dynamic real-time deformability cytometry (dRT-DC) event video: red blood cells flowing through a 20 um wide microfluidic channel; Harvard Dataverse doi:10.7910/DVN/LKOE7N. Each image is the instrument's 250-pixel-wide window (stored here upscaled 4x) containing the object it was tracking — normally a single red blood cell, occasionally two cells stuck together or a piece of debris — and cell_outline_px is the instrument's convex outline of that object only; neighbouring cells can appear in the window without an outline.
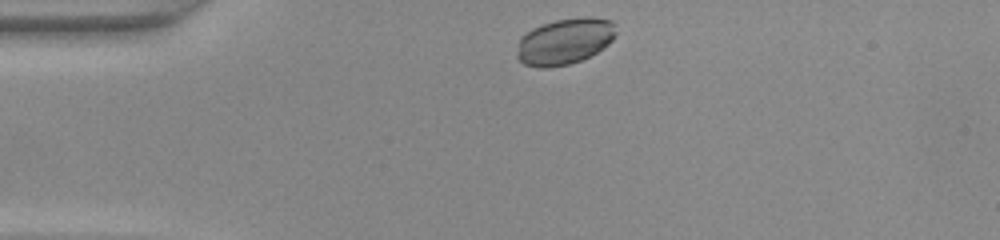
{"species": "common noctule bat (a hibernating species)", "species_latin": "Nyctalus noctula", "temperature_condition": "warm", "stored_images_in_passage": 38, "camera_frame_rate_fps": 3000, "um_per_image_px": 0.085, "animal": {"sex": "female", "body_mass_g": 22.0, "forearm_length_mm": 56.7}, "frame": {"image": 1, "passage_image": 1, "time_ms": 0.0, "image_size_px": [1000, 240], "cell_outline_px": [[616, 36], [604, 48], [580, 60], [568, 64], [548, 68], [540, 68], [524, 64], [516, 56], [520, 36], [532, 28], [556, 20], [584, 16], [588, 16], [612, 20], [616, 24]], "centroid_in_image_um": [48.01, 3.5], "position_along_channel_um": 37.0, "area_um2": 26.82}}
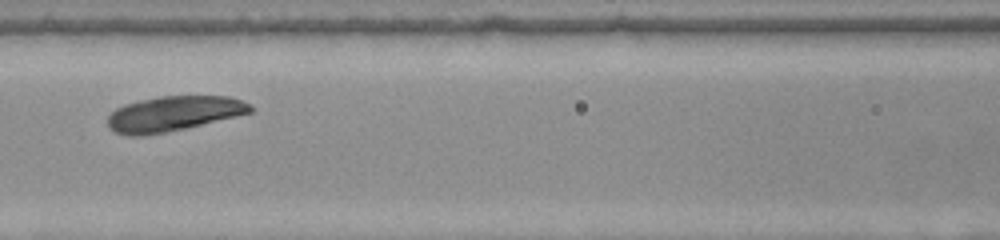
{"frame": {"image": 2, "passage_image": 12, "time_ms": 3.667, "image_size_px": [1000, 240], "cell_outline_px": [[252, 112], [184, 128], [164, 132], [140, 136], [128, 136], [116, 132], [108, 128], [108, 116], [116, 108], [124, 104], [140, 100], [160, 96], [232, 96], [244, 100], [252, 108]], "centroid_in_image_um": [14.72, 9.65], "position_along_channel_um": 151.9, "area_um2": 28.9}}
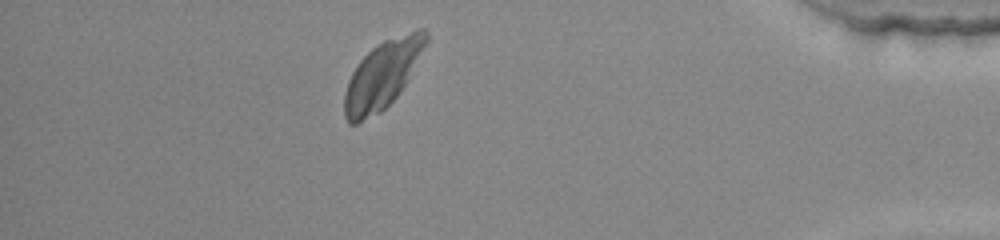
{"frame": {"image": 3, "passage_image": 33, "time_ms": 10.667, "image_size_px": [1000, 240], "cell_outline_px": [[428, 40], [400, 92], [380, 112], [356, 124], [348, 124], [344, 116], [344, 92], [348, 80], [352, 72], [360, 60], [376, 44], [384, 40], [420, 28], [424, 28], [428, 32]], "centroid_in_image_um": [32.47, 6.37], "position_along_channel_um": 402.7, "area_um2": 31.73}}